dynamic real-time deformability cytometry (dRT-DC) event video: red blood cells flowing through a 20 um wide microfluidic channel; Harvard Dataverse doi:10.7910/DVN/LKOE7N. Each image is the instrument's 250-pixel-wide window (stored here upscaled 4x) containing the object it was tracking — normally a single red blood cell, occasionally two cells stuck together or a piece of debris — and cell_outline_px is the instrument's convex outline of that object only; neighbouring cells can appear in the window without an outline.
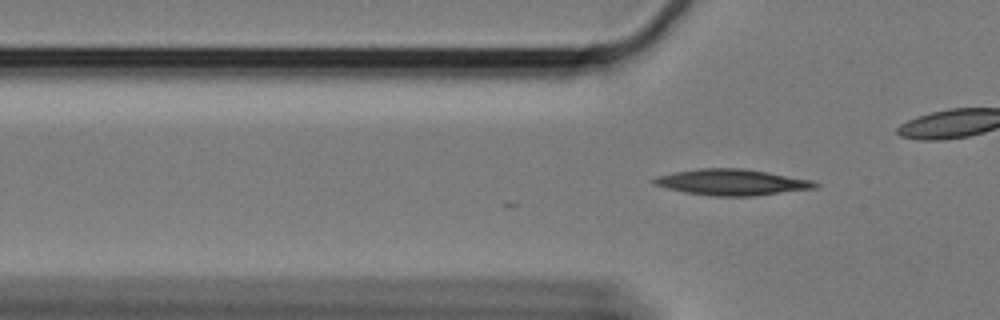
{"species": "Egyptian fruit bat (a non-hibernating species)", "species_latin": "Rousettus aegyptiacus", "temperature_condition": "cold", "stored_images_in_passage": 4, "camera_frame_rate_fps": 3000, "um_per_image_px": 0.085, "animal": {"sex": "female"}, "frame": {"image": 1, "passage_image": 4, "time_ms": 1.0, "image_size_px": [1000, 320], "cell_outline_px": [[820, 184], [816, 188], [752, 196], [712, 196], [684, 192], [652, 184], [652, 180], [660, 176], [676, 172], [700, 168], [744, 168], [768, 172], [812, 180]], "centroid_in_image_um": [62.24, 15.49], "position_along_channel_um": 63.6, "area_um2": 24.28}}